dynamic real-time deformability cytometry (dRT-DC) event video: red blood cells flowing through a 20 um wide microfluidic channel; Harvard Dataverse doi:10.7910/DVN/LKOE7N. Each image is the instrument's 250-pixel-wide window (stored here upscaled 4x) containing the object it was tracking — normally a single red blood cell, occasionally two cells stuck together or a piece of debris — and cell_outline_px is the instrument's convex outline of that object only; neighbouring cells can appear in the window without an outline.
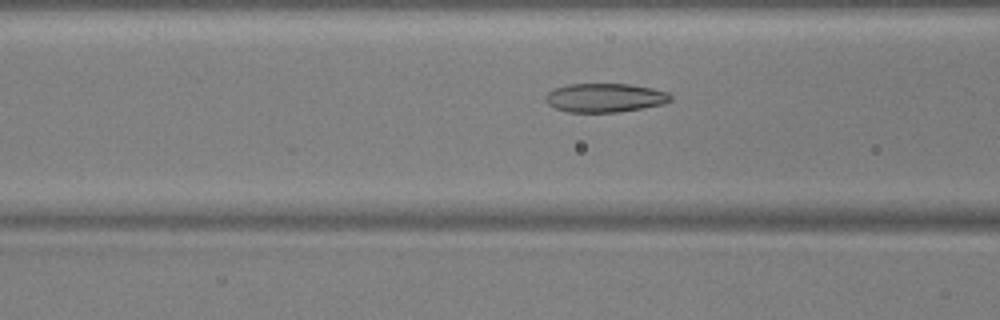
{"species": "common noctule bat (a hibernating species)", "species_latin": "Nyctalus noctula", "temperature_condition": "warm", "stored_images_in_passage": 37, "camera_frame_rate_fps": 3000, "um_per_image_px": 0.085, "animal": {"sex": "male", "body_mass_g": 17.9, "forearm_length_mm": 54.2}, "frame": {"image": 1, "passage_image": 5, "time_ms": 1.333, "image_size_px": [1000, 320], "cell_outline_px": [[672, 100], [664, 104], [616, 112], [568, 112], [556, 108], [548, 104], [544, 100], [544, 96], [548, 92], [556, 88], [568, 84], [628, 84], [652, 88], [668, 92], [672, 96]], "centroid_in_image_um": [51.41, 8.3], "position_along_channel_um": 115.2, "area_um2": 20.98}}
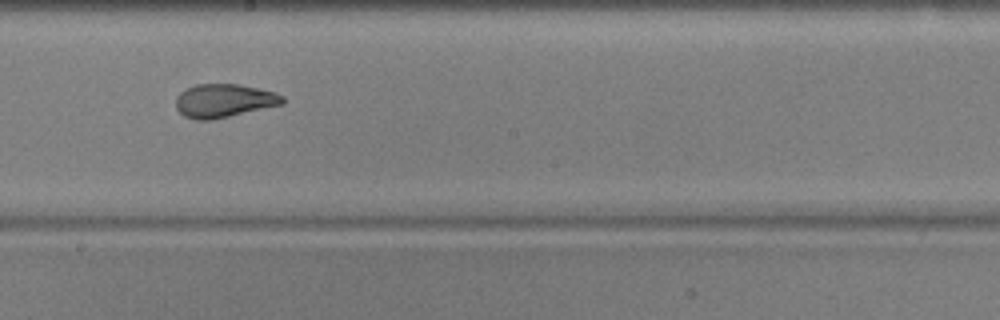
{"frame": {"image": 2, "passage_image": 14, "time_ms": 4.333, "image_size_px": [1000, 320], "cell_outline_px": [[284, 104], [212, 120], [196, 120], [184, 116], [176, 108], [176, 96], [180, 92], [196, 84], [240, 84], [276, 92], [284, 96]], "centroid_in_image_um": [19.05, 8.56], "position_along_channel_um": 229.1, "area_um2": 20.92}}
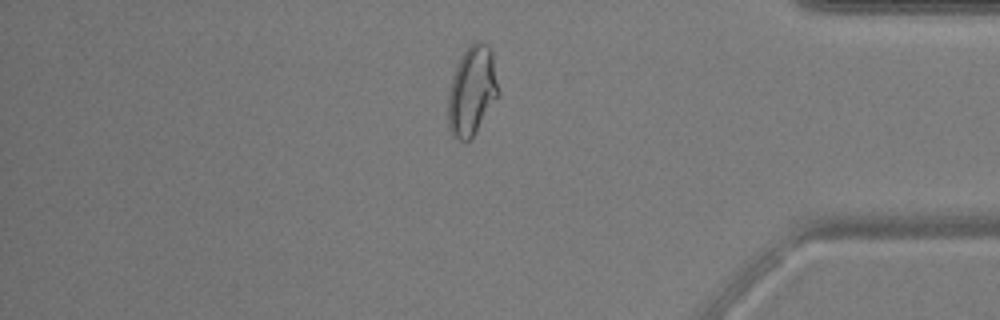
{"frame": {"image": 3, "passage_image": 29, "time_ms": 9.333, "image_size_px": [1000, 320], "cell_outline_px": [[500, 92], [472, 136], [468, 140], [460, 140], [452, 136], [448, 128], [448, 92], [452, 76], [460, 56], [468, 44], [476, 40], [480, 40], [488, 44], [492, 52]], "centroid_in_image_um": [40.1, 7.65], "position_along_channel_um": 395.1, "area_um2": 26.24}, "authors_computed_cell_mechanics": {"area_um2": 21.5016, "velocity_mm_per_s": 3.7932, "shape_relaxation_time_tau1_ms": null, "shape_relaxation_time_tau2_ms": 1.0626, "deformation_change_tau1": null, "deformation_change_tau2": 0.0737}}